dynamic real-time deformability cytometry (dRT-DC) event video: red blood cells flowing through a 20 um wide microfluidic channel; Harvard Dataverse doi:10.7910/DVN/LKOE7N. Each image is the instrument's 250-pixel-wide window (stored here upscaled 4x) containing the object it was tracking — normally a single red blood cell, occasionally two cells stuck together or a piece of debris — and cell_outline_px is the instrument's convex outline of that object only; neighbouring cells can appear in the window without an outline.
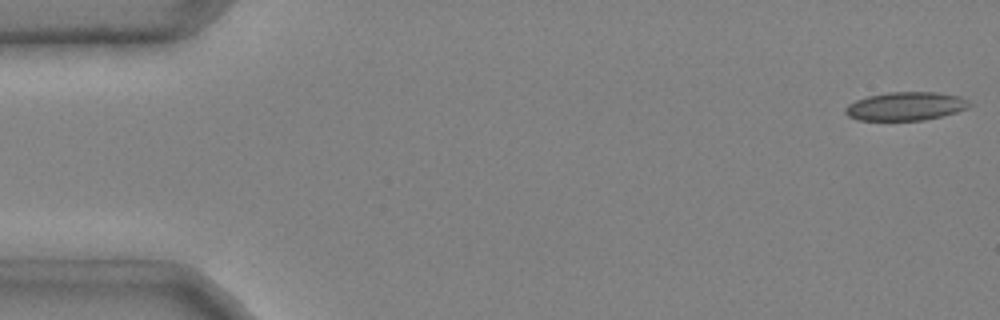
{"species": "common noctule bat (a hibernating species)", "species_latin": "Nyctalus noctula", "temperature_condition": "cold", "stored_images_in_passage": 45, "camera_frame_rate_fps": 3000, "um_per_image_px": 0.085, "animal": {"sex": "male", "body_mass_g": 20.4}, "frame": {"image": 1, "passage_image": 1, "time_ms": 0.0, "image_size_px": [1000, 320], "cell_outline_px": [[972, 104], [968, 108], [956, 112], [924, 120], [856, 120], [848, 116], [844, 112], [844, 108], [848, 104], [856, 100], [868, 96], [888, 92], [936, 92], [960, 96], [968, 100]], "centroid_in_image_um": [76.97, 9.03], "position_along_channel_um": 8.0, "area_um2": 20.63}}
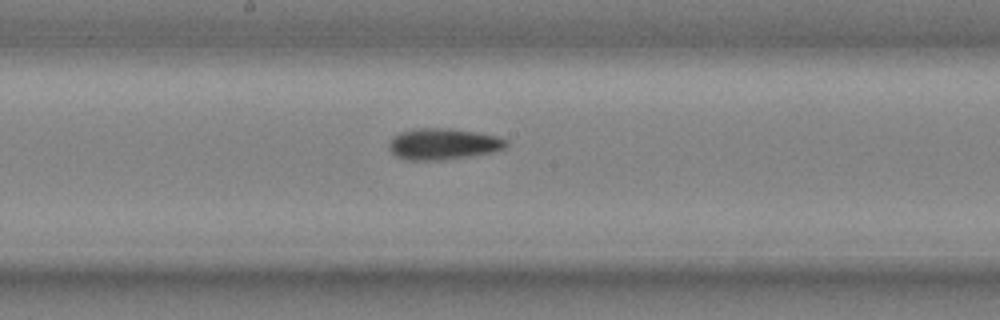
{"frame": {"image": 2, "passage_image": 26, "time_ms": 8.333, "image_size_px": [1000, 320], "cell_outline_px": [[508, 144], [504, 148], [492, 152], [472, 156], [440, 160], [408, 160], [396, 156], [388, 148], [388, 144], [392, 136], [400, 132], [416, 128], [452, 128], [476, 132], [496, 136], [508, 140]], "centroid_in_image_um": [37.65, 12.23], "position_along_channel_um": 210.6, "area_um2": 21.5}}
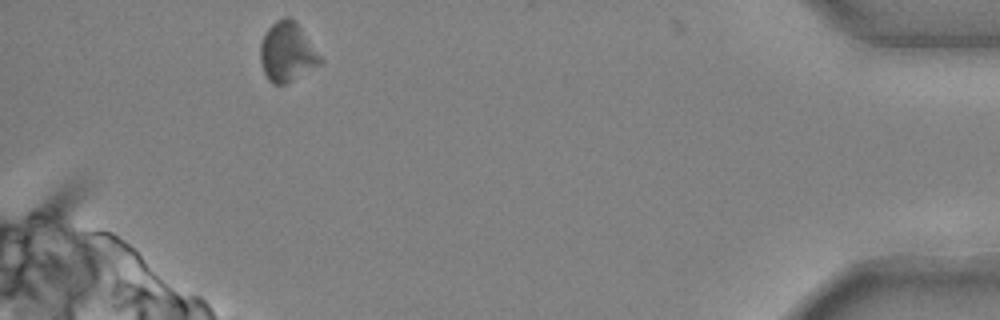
{"frame": {"image": 3, "passage_image": 45, "time_ms": 14.667, "image_size_px": [1000, 320], "cell_outline_px": [[324, 60], [320, 64], [288, 84], [272, 84], [268, 80], [264, 72], [260, 60], [260, 44], [264, 32], [276, 20], [284, 16], [288, 16], [296, 20]], "centroid_in_image_um": [24.41, 4.41], "position_along_channel_um": 410.8, "area_um2": 21.1}, "authors_computed_cell_mechanics": {"area_um2": 20.8658, "velocity_mm_per_s": 3.9842, "shape_relaxation_time_tau1_ms": 2.5478, "shape_relaxation_time_tau2_ms": null, "deformation_change_tau1": 0.0718, "deformation_change_tau2": null}}